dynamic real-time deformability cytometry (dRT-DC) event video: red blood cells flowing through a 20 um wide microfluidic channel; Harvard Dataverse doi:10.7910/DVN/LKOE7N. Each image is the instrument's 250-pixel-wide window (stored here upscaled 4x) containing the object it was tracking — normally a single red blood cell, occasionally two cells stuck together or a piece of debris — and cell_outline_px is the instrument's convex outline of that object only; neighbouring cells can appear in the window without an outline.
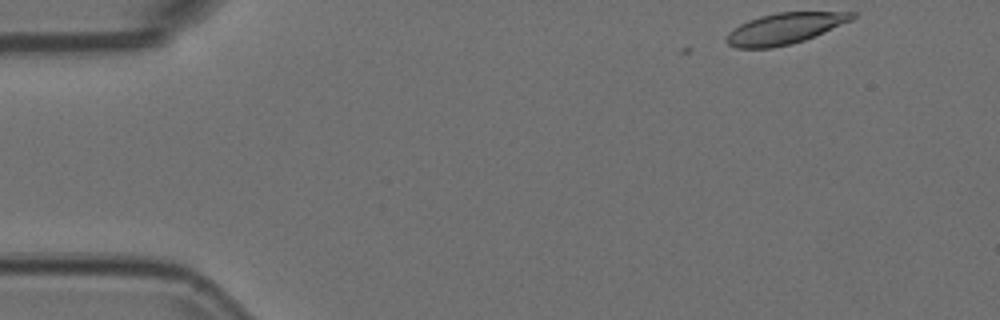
{"species": "Egyptian fruit bat (a non-hibernating species)", "species_latin": "Rousettus aegyptiacus", "temperature_condition": "room temperature", "stored_images_in_passage": 3, "camera_frame_rate_fps": 3000, "um_per_image_px": 0.085, "animal": {"sex": "female"}, "frame": {"image": 1, "passage_image": 1, "time_ms": 0.0, "image_size_px": [1000, 320], "cell_outline_px": [[856, 16], [852, 20], [804, 40], [792, 44], [772, 48], [736, 48], [728, 44], [724, 40], [728, 32], [732, 28], [748, 20], [760, 16], [776, 12], [856, 12]], "centroid_in_image_um": [66.65, 2.43], "position_along_channel_um": 18.4, "area_um2": 22.77}}